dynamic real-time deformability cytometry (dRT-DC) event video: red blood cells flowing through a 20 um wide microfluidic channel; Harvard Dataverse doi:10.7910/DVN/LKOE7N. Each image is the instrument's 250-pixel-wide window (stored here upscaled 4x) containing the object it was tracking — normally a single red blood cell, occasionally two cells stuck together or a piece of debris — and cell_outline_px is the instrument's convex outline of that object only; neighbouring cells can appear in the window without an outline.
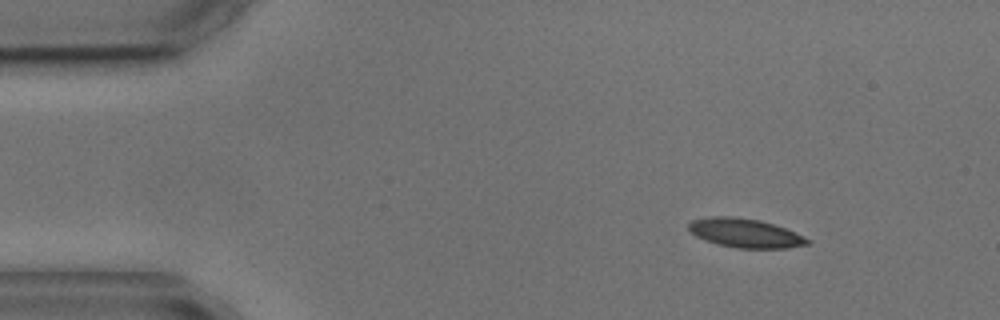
{"species": "common noctule bat (a hibernating species)", "species_latin": "Nyctalus noctula", "temperature_condition": "cold", "stored_images_in_passage": 3, "camera_frame_rate_fps": 3000, "um_per_image_px": 0.085, "animal": {"sex": "male", "body_mass_g": 17.9, "forearm_length_mm": 54.2}, "frame": {"image": 1, "passage_image": 1, "time_ms": 0.0, "image_size_px": [1000, 320], "cell_outline_px": [[812, 244], [788, 248], [736, 248], [704, 240], [696, 236], [688, 228], [688, 224], [692, 220], [708, 216], [732, 216], [760, 220], [784, 228], [804, 236], [812, 240]], "centroid_in_image_um": [63.36, 19.81], "position_along_channel_um": 21.6, "area_um2": 20.11}}